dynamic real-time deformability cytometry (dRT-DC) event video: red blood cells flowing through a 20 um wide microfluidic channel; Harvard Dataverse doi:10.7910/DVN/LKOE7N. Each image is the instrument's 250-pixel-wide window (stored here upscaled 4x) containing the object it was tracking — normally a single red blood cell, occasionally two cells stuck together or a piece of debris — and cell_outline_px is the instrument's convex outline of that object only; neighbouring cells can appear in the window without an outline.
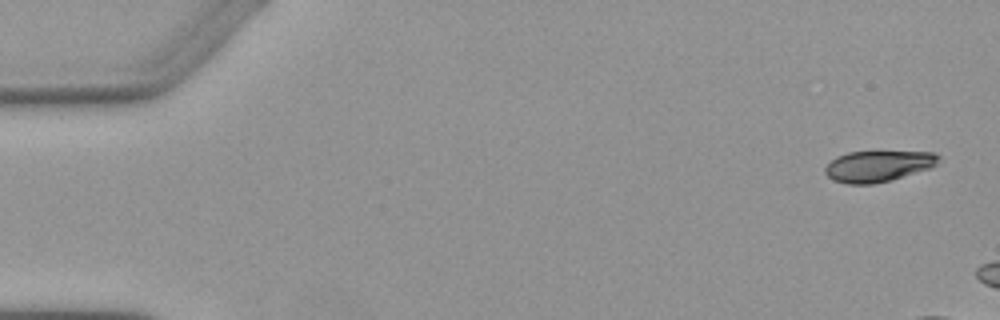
{"species": "Egyptian fruit bat (a non-hibernating species)", "species_latin": "Rousettus aegyptiacus", "temperature_condition": "warm", "stored_images_in_passage": 3, "camera_frame_rate_fps": 3000, "um_per_image_px": 0.085, "animal": {"sex": "female"}, "frame": {"image": 1, "passage_image": 1, "time_ms": 0.0, "image_size_px": [1000, 320], "cell_outline_px": [[940, 160], [936, 164], [928, 168], [892, 180], [872, 184], [848, 184], [832, 180], [824, 172], [824, 168], [836, 156], [848, 152], [936, 152], [940, 156]], "centroid_in_image_um": [74.62, 14.12], "position_along_channel_um": 10.4, "area_um2": 20.46}}